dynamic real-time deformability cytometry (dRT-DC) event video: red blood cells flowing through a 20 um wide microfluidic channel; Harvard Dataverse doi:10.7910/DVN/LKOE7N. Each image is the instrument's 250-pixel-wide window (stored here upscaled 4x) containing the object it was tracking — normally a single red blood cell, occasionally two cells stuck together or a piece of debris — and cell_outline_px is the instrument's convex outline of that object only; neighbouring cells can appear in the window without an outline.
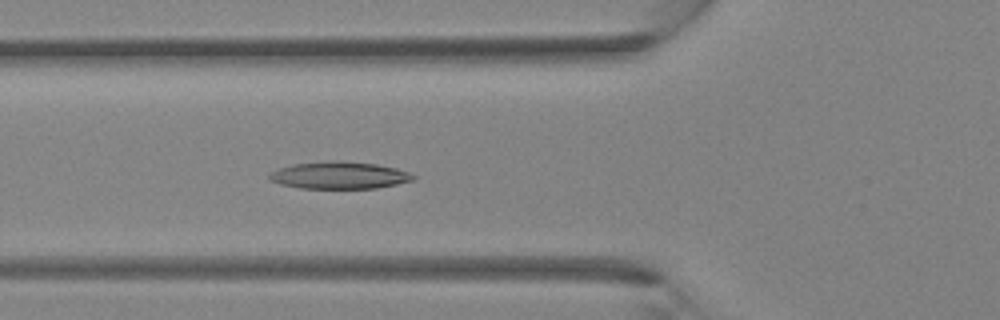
{"species": "Egyptian fruit bat (a non-hibernating species)", "species_latin": "Rousettus aegyptiacus", "temperature_condition": "room temperature", "stored_images_in_passage": 35, "camera_frame_rate_fps": 3000, "um_per_image_px": 0.085, "animal": {"sex": "female"}, "frame": {"image": 1, "passage_image": 10, "time_ms": 3.0, "image_size_px": [1000, 320], "cell_outline_px": [[416, 180], [376, 188], [300, 188], [280, 184], [272, 180], [268, 176], [272, 172], [280, 168], [292, 164], [336, 160], [340, 160], [376, 164], [396, 168], [408, 172], [416, 176]], "centroid_in_image_um": [28.88, 14.89], "position_along_channel_um": 96.9, "area_um2": 22.66}}
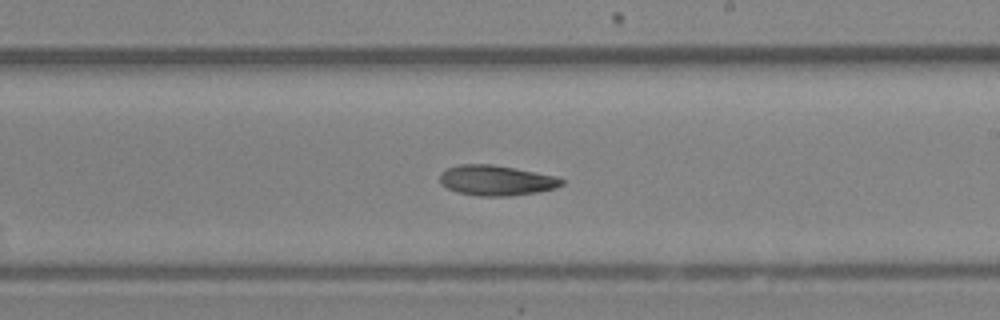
{"frame": {"image": 2, "passage_image": 19, "time_ms": 6.0, "image_size_px": [1000, 320], "cell_outline_px": [[564, 184], [556, 188], [536, 192], [512, 196], [476, 196], [456, 192], [440, 184], [440, 172], [444, 168], [460, 164], [492, 164], [536, 172], [556, 176], [564, 180]], "centroid_in_image_um": [42.15, 15.33], "position_along_channel_um": 246.8, "area_um2": 21.73}}
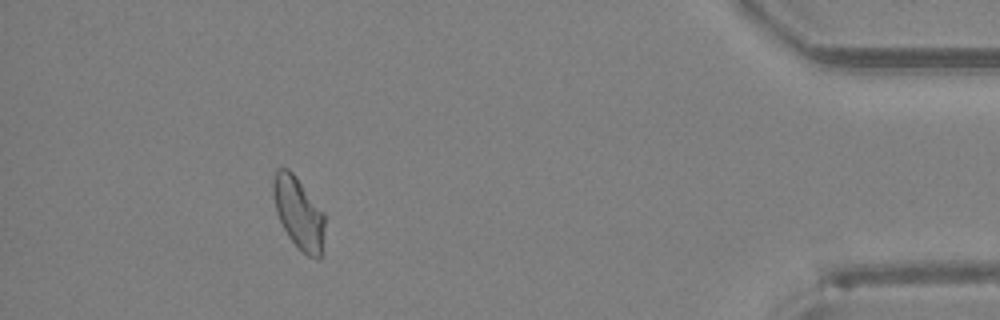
{"frame": {"image": 3, "passage_image": 32, "time_ms": 10.333, "image_size_px": [1000, 320], "cell_outline_px": [[324, 236], [320, 260], [316, 260], [308, 256], [288, 236], [280, 220], [276, 208], [272, 192], [272, 180], [276, 168], [288, 168], [296, 176], [324, 212]], "centroid_in_image_um": [25.39, 18.08], "position_along_channel_um": 409.8, "area_um2": 21.5}}